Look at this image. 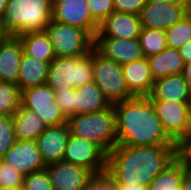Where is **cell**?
<instances>
[{
	"label": "cell",
	"instance_id": "obj_17",
	"mask_svg": "<svg viewBox=\"0 0 191 190\" xmlns=\"http://www.w3.org/2000/svg\"><path fill=\"white\" fill-rule=\"evenodd\" d=\"M141 23L137 14L113 12L99 24L95 38H139Z\"/></svg>",
	"mask_w": 191,
	"mask_h": 190
},
{
	"label": "cell",
	"instance_id": "obj_43",
	"mask_svg": "<svg viewBox=\"0 0 191 190\" xmlns=\"http://www.w3.org/2000/svg\"><path fill=\"white\" fill-rule=\"evenodd\" d=\"M8 0H0V21L2 20L7 6Z\"/></svg>",
	"mask_w": 191,
	"mask_h": 190
},
{
	"label": "cell",
	"instance_id": "obj_24",
	"mask_svg": "<svg viewBox=\"0 0 191 190\" xmlns=\"http://www.w3.org/2000/svg\"><path fill=\"white\" fill-rule=\"evenodd\" d=\"M110 105L94 81L75 88V115L96 113L108 108Z\"/></svg>",
	"mask_w": 191,
	"mask_h": 190
},
{
	"label": "cell",
	"instance_id": "obj_34",
	"mask_svg": "<svg viewBox=\"0 0 191 190\" xmlns=\"http://www.w3.org/2000/svg\"><path fill=\"white\" fill-rule=\"evenodd\" d=\"M55 102L67 118L75 115V88L55 91Z\"/></svg>",
	"mask_w": 191,
	"mask_h": 190
},
{
	"label": "cell",
	"instance_id": "obj_29",
	"mask_svg": "<svg viewBox=\"0 0 191 190\" xmlns=\"http://www.w3.org/2000/svg\"><path fill=\"white\" fill-rule=\"evenodd\" d=\"M168 48L179 49L191 39V12L186 14L179 22L165 30Z\"/></svg>",
	"mask_w": 191,
	"mask_h": 190
},
{
	"label": "cell",
	"instance_id": "obj_2",
	"mask_svg": "<svg viewBox=\"0 0 191 190\" xmlns=\"http://www.w3.org/2000/svg\"><path fill=\"white\" fill-rule=\"evenodd\" d=\"M117 145L145 147L177 145L167 134L148 96H133L113 104Z\"/></svg>",
	"mask_w": 191,
	"mask_h": 190
},
{
	"label": "cell",
	"instance_id": "obj_19",
	"mask_svg": "<svg viewBox=\"0 0 191 190\" xmlns=\"http://www.w3.org/2000/svg\"><path fill=\"white\" fill-rule=\"evenodd\" d=\"M122 73L127 89L133 96H148L154 79L146 57L122 65Z\"/></svg>",
	"mask_w": 191,
	"mask_h": 190
},
{
	"label": "cell",
	"instance_id": "obj_26",
	"mask_svg": "<svg viewBox=\"0 0 191 190\" xmlns=\"http://www.w3.org/2000/svg\"><path fill=\"white\" fill-rule=\"evenodd\" d=\"M182 162L176 157L151 182L149 190H181Z\"/></svg>",
	"mask_w": 191,
	"mask_h": 190
},
{
	"label": "cell",
	"instance_id": "obj_16",
	"mask_svg": "<svg viewBox=\"0 0 191 190\" xmlns=\"http://www.w3.org/2000/svg\"><path fill=\"white\" fill-rule=\"evenodd\" d=\"M69 137L70 131L67 123L48 126L37 137L38 149L46 166L63 161Z\"/></svg>",
	"mask_w": 191,
	"mask_h": 190
},
{
	"label": "cell",
	"instance_id": "obj_42",
	"mask_svg": "<svg viewBox=\"0 0 191 190\" xmlns=\"http://www.w3.org/2000/svg\"><path fill=\"white\" fill-rule=\"evenodd\" d=\"M174 3V4H180V3H190V0H147V3H153V4H159V3Z\"/></svg>",
	"mask_w": 191,
	"mask_h": 190
},
{
	"label": "cell",
	"instance_id": "obj_46",
	"mask_svg": "<svg viewBox=\"0 0 191 190\" xmlns=\"http://www.w3.org/2000/svg\"><path fill=\"white\" fill-rule=\"evenodd\" d=\"M0 190H22V188H12V187L0 186Z\"/></svg>",
	"mask_w": 191,
	"mask_h": 190
},
{
	"label": "cell",
	"instance_id": "obj_41",
	"mask_svg": "<svg viewBox=\"0 0 191 190\" xmlns=\"http://www.w3.org/2000/svg\"><path fill=\"white\" fill-rule=\"evenodd\" d=\"M182 75L184 76L189 89L191 90V62L184 64V70Z\"/></svg>",
	"mask_w": 191,
	"mask_h": 190
},
{
	"label": "cell",
	"instance_id": "obj_5",
	"mask_svg": "<svg viewBox=\"0 0 191 190\" xmlns=\"http://www.w3.org/2000/svg\"><path fill=\"white\" fill-rule=\"evenodd\" d=\"M93 81V49L80 57H55L49 64L46 85L55 91L79 88Z\"/></svg>",
	"mask_w": 191,
	"mask_h": 190
},
{
	"label": "cell",
	"instance_id": "obj_21",
	"mask_svg": "<svg viewBox=\"0 0 191 190\" xmlns=\"http://www.w3.org/2000/svg\"><path fill=\"white\" fill-rule=\"evenodd\" d=\"M49 63L40 61L30 55L23 53L20 65L17 85L20 91L30 87L46 84Z\"/></svg>",
	"mask_w": 191,
	"mask_h": 190
},
{
	"label": "cell",
	"instance_id": "obj_40",
	"mask_svg": "<svg viewBox=\"0 0 191 190\" xmlns=\"http://www.w3.org/2000/svg\"><path fill=\"white\" fill-rule=\"evenodd\" d=\"M116 190H149V187L138 184H115Z\"/></svg>",
	"mask_w": 191,
	"mask_h": 190
},
{
	"label": "cell",
	"instance_id": "obj_11",
	"mask_svg": "<svg viewBox=\"0 0 191 190\" xmlns=\"http://www.w3.org/2000/svg\"><path fill=\"white\" fill-rule=\"evenodd\" d=\"M190 3H147L139 12L142 28L166 30L190 12Z\"/></svg>",
	"mask_w": 191,
	"mask_h": 190
},
{
	"label": "cell",
	"instance_id": "obj_14",
	"mask_svg": "<svg viewBox=\"0 0 191 190\" xmlns=\"http://www.w3.org/2000/svg\"><path fill=\"white\" fill-rule=\"evenodd\" d=\"M94 48L119 65L144 58L139 38H94Z\"/></svg>",
	"mask_w": 191,
	"mask_h": 190
},
{
	"label": "cell",
	"instance_id": "obj_9",
	"mask_svg": "<svg viewBox=\"0 0 191 190\" xmlns=\"http://www.w3.org/2000/svg\"><path fill=\"white\" fill-rule=\"evenodd\" d=\"M63 161L88 169L94 175L106 171L107 155L97 145L70 134Z\"/></svg>",
	"mask_w": 191,
	"mask_h": 190
},
{
	"label": "cell",
	"instance_id": "obj_8",
	"mask_svg": "<svg viewBox=\"0 0 191 190\" xmlns=\"http://www.w3.org/2000/svg\"><path fill=\"white\" fill-rule=\"evenodd\" d=\"M21 105L38 114L47 126L67 123V117L55 102V90L46 84L21 91Z\"/></svg>",
	"mask_w": 191,
	"mask_h": 190
},
{
	"label": "cell",
	"instance_id": "obj_30",
	"mask_svg": "<svg viewBox=\"0 0 191 190\" xmlns=\"http://www.w3.org/2000/svg\"><path fill=\"white\" fill-rule=\"evenodd\" d=\"M16 142L12 116L0 115V158H2Z\"/></svg>",
	"mask_w": 191,
	"mask_h": 190
},
{
	"label": "cell",
	"instance_id": "obj_3",
	"mask_svg": "<svg viewBox=\"0 0 191 190\" xmlns=\"http://www.w3.org/2000/svg\"><path fill=\"white\" fill-rule=\"evenodd\" d=\"M51 20L52 0H8L0 25L8 35L19 36L45 31Z\"/></svg>",
	"mask_w": 191,
	"mask_h": 190
},
{
	"label": "cell",
	"instance_id": "obj_38",
	"mask_svg": "<svg viewBox=\"0 0 191 190\" xmlns=\"http://www.w3.org/2000/svg\"><path fill=\"white\" fill-rule=\"evenodd\" d=\"M181 190H191V166L182 164Z\"/></svg>",
	"mask_w": 191,
	"mask_h": 190
},
{
	"label": "cell",
	"instance_id": "obj_23",
	"mask_svg": "<svg viewBox=\"0 0 191 190\" xmlns=\"http://www.w3.org/2000/svg\"><path fill=\"white\" fill-rule=\"evenodd\" d=\"M152 77L155 80L172 74H182L184 61L178 49L166 48L160 53L147 57Z\"/></svg>",
	"mask_w": 191,
	"mask_h": 190
},
{
	"label": "cell",
	"instance_id": "obj_15",
	"mask_svg": "<svg viewBox=\"0 0 191 190\" xmlns=\"http://www.w3.org/2000/svg\"><path fill=\"white\" fill-rule=\"evenodd\" d=\"M53 190H84L93 174L85 168L59 161L46 166Z\"/></svg>",
	"mask_w": 191,
	"mask_h": 190
},
{
	"label": "cell",
	"instance_id": "obj_32",
	"mask_svg": "<svg viewBox=\"0 0 191 190\" xmlns=\"http://www.w3.org/2000/svg\"><path fill=\"white\" fill-rule=\"evenodd\" d=\"M87 7L92 18L100 24L109 15H111L114 10L113 0H86Z\"/></svg>",
	"mask_w": 191,
	"mask_h": 190
},
{
	"label": "cell",
	"instance_id": "obj_33",
	"mask_svg": "<svg viewBox=\"0 0 191 190\" xmlns=\"http://www.w3.org/2000/svg\"><path fill=\"white\" fill-rule=\"evenodd\" d=\"M24 175L0 160V186L23 188Z\"/></svg>",
	"mask_w": 191,
	"mask_h": 190
},
{
	"label": "cell",
	"instance_id": "obj_31",
	"mask_svg": "<svg viewBox=\"0 0 191 190\" xmlns=\"http://www.w3.org/2000/svg\"><path fill=\"white\" fill-rule=\"evenodd\" d=\"M22 190H53L46 168L24 176Z\"/></svg>",
	"mask_w": 191,
	"mask_h": 190
},
{
	"label": "cell",
	"instance_id": "obj_35",
	"mask_svg": "<svg viewBox=\"0 0 191 190\" xmlns=\"http://www.w3.org/2000/svg\"><path fill=\"white\" fill-rule=\"evenodd\" d=\"M84 190H116L113 178L105 171L94 174Z\"/></svg>",
	"mask_w": 191,
	"mask_h": 190
},
{
	"label": "cell",
	"instance_id": "obj_36",
	"mask_svg": "<svg viewBox=\"0 0 191 190\" xmlns=\"http://www.w3.org/2000/svg\"><path fill=\"white\" fill-rule=\"evenodd\" d=\"M116 12L139 14L140 10L147 4V0H113Z\"/></svg>",
	"mask_w": 191,
	"mask_h": 190
},
{
	"label": "cell",
	"instance_id": "obj_20",
	"mask_svg": "<svg viewBox=\"0 0 191 190\" xmlns=\"http://www.w3.org/2000/svg\"><path fill=\"white\" fill-rule=\"evenodd\" d=\"M150 100L191 102V90L182 74L157 79L148 95Z\"/></svg>",
	"mask_w": 191,
	"mask_h": 190
},
{
	"label": "cell",
	"instance_id": "obj_10",
	"mask_svg": "<svg viewBox=\"0 0 191 190\" xmlns=\"http://www.w3.org/2000/svg\"><path fill=\"white\" fill-rule=\"evenodd\" d=\"M52 20L86 30L95 38L99 24L92 18L86 0H52Z\"/></svg>",
	"mask_w": 191,
	"mask_h": 190
},
{
	"label": "cell",
	"instance_id": "obj_4",
	"mask_svg": "<svg viewBox=\"0 0 191 190\" xmlns=\"http://www.w3.org/2000/svg\"><path fill=\"white\" fill-rule=\"evenodd\" d=\"M71 135L97 145L106 155L117 145L114 107L96 113L76 114L67 118Z\"/></svg>",
	"mask_w": 191,
	"mask_h": 190
},
{
	"label": "cell",
	"instance_id": "obj_22",
	"mask_svg": "<svg viewBox=\"0 0 191 190\" xmlns=\"http://www.w3.org/2000/svg\"><path fill=\"white\" fill-rule=\"evenodd\" d=\"M12 120L16 140H36L48 127L38 114L22 105L13 114Z\"/></svg>",
	"mask_w": 191,
	"mask_h": 190
},
{
	"label": "cell",
	"instance_id": "obj_44",
	"mask_svg": "<svg viewBox=\"0 0 191 190\" xmlns=\"http://www.w3.org/2000/svg\"><path fill=\"white\" fill-rule=\"evenodd\" d=\"M8 36V34L2 29L0 25V44L4 41V39Z\"/></svg>",
	"mask_w": 191,
	"mask_h": 190
},
{
	"label": "cell",
	"instance_id": "obj_7",
	"mask_svg": "<svg viewBox=\"0 0 191 190\" xmlns=\"http://www.w3.org/2000/svg\"><path fill=\"white\" fill-rule=\"evenodd\" d=\"M93 81L112 105L133 97L127 89L122 65L107 59L95 48H93Z\"/></svg>",
	"mask_w": 191,
	"mask_h": 190
},
{
	"label": "cell",
	"instance_id": "obj_37",
	"mask_svg": "<svg viewBox=\"0 0 191 190\" xmlns=\"http://www.w3.org/2000/svg\"><path fill=\"white\" fill-rule=\"evenodd\" d=\"M176 157L183 165L191 166V134H186L177 143Z\"/></svg>",
	"mask_w": 191,
	"mask_h": 190
},
{
	"label": "cell",
	"instance_id": "obj_39",
	"mask_svg": "<svg viewBox=\"0 0 191 190\" xmlns=\"http://www.w3.org/2000/svg\"><path fill=\"white\" fill-rule=\"evenodd\" d=\"M179 53L184 61V63L191 62V39L183 44L179 49Z\"/></svg>",
	"mask_w": 191,
	"mask_h": 190
},
{
	"label": "cell",
	"instance_id": "obj_27",
	"mask_svg": "<svg viewBox=\"0 0 191 190\" xmlns=\"http://www.w3.org/2000/svg\"><path fill=\"white\" fill-rule=\"evenodd\" d=\"M139 42L146 58L156 55L167 48L165 31L160 29L142 28Z\"/></svg>",
	"mask_w": 191,
	"mask_h": 190
},
{
	"label": "cell",
	"instance_id": "obj_18",
	"mask_svg": "<svg viewBox=\"0 0 191 190\" xmlns=\"http://www.w3.org/2000/svg\"><path fill=\"white\" fill-rule=\"evenodd\" d=\"M23 53V45L18 36L8 35L0 44V82L17 84Z\"/></svg>",
	"mask_w": 191,
	"mask_h": 190
},
{
	"label": "cell",
	"instance_id": "obj_13",
	"mask_svg": "<svg viewBox=\"0 0 191 190\" xmlns=\"http://www.w3.org/2000/svg\"><path fill=\"white\" fill-rule=\"evenodd\" d=\"M0 160L8 163L24 176L46 168L36 140H16Z\"/></svg>",
	"mask_w": 191,
	"mask_h": 190
},
{
	"label": "cell",
	"instance_id": "obj_6",
	"mask_svg": "<svg viewBox=\"0 0 191 190\" xmlns=\"http://www.w3.org/2000/svg\"><path fill=\"white\" fill-rule=\"evenodd\" d=\"M45 31L57 57H80L94 48V38L82 28L51 20Z\"/></svg>",
	"mask_w": 191,
	"mask_h": 190
},
{
	"label": "cell",
	"instance_id": "obj_1",
	"mask_svg": "<svg viewBox=\"0 0 191 190\" xmlns=\"http://www.w3.org/2000/svg\"><path fill=\"white\" fill-rule=\"evenodd\" d=\"M177 145H116L108 154L106 172L114 184L147 186L176 158Z\"/></svg>",
	"mask_w": 191,
	"mask_h": 190
},
{
	"label": "cell",
	"instance_id": "obj_12",
	"mask_svg": "<svg viewBox=\"0 0 191 190\" xmlns=\"http://www.w3.org/2000/svg\"><path fill=\"white\" fill-rule=\"evenodd\" d=\"M151 101L165 131L178 143L187 133L191 102Z\"/></svg>",
	"mask_w": 191,
	"mask_h": 190
},
{
	"label": "cell",
	"instance_id": "obj_25",
	"mask_svg": "<svg viewBox=\"0 0 191 190\" xmlns=\"http://www.w3.org/2000/svg\"><path fill=\"white\" fill-rule=\"evenodd\" d=\"M18 37L27 55L49 64L56 57L46 31L26 32Z\"/></svg>",
	"mask_w": 191,
	"mask_h": 190
},
{
	"label": "cell",
	"instance_id": "obj_28",
	"mask_svg": "<svg viewBox=\"0 0 191 190\" xmlns=\"http://www.w3.org/2000/svg\"><path fill=\"white\" fill-rule=\"evenodd\" d=\"M21 105V91L15 83L0 82V115L13 116Z\"/></svg>",
	"mask_w": 191,
	"mask_h": 190
},
{
	"label": "cell",
	"instance_id": "obj_45",
	"mask_svg": "<svg viewBox=\"0 0 191 190\" xmlns=\"http://www.w3.org/2000/svg\"><path fill=\"white\" fill-rule=\"evenodd\" d=\"M186 134H191V105L189 109V118H188V129Z\"/></svg>",
	"mask_w": 191,
	"mask_h": 190
}]
</instances>
